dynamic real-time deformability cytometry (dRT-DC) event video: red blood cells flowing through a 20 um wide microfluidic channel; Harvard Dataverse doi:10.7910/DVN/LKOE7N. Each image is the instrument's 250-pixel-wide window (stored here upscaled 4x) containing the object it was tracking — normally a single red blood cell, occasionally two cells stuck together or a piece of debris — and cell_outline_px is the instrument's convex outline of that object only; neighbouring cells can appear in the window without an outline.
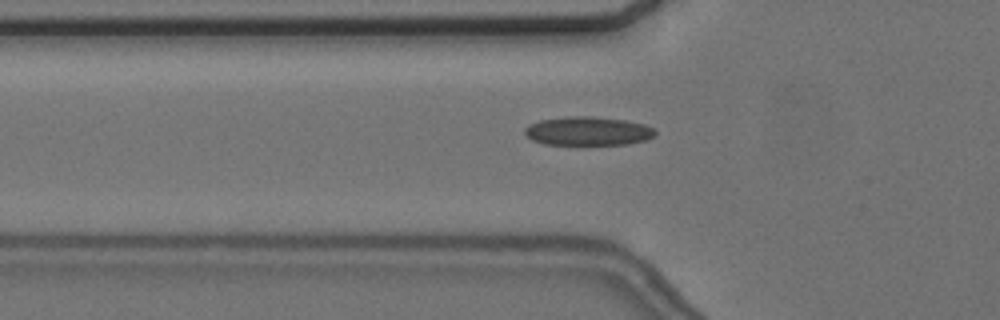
{"species": "common noctule bat (a hibernating species)", "species_latin": "Nyctalus noctula", "temperature_condition": "cold", "stored_images_in_passage": 57, "camera_frame_rate_fps": 3000, "um_per_image_px": 0.085, "animal": {"sex": "female", "body_mass_g": 24.6, "forearm_length_mm": 56.2}, "frame": {"image": 1, "passage_image": 20, "time_ms": 6.333, "image_size_px": [1000, 320], "cell_outline_px": [[656, 136], [644, 140], [628, 144], [544, 144], [532, 140], [524, 132], [524, 128], [528, 124], [540, 120], [568, 116], [592, 116], [624, 120], [644, 124], [656, 128]], "centroid_in_image_um": [49.99, 11.13], "position_along_channel_um": 75.8, "area_um2": 21.91}}
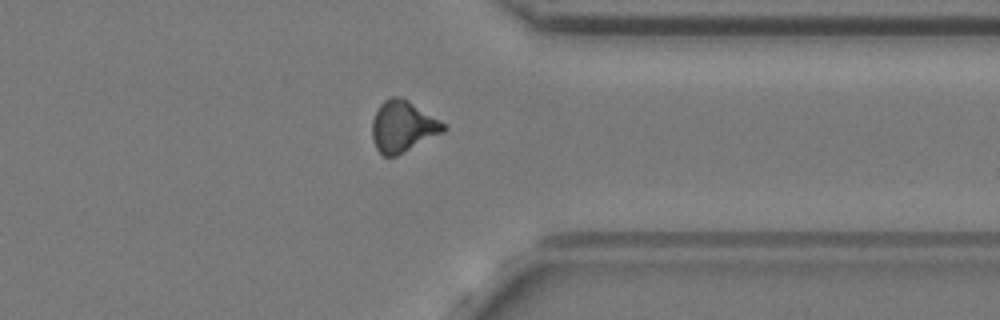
{"frame": {"image": 2, "passage_image": 45, "time_ms": 14.667, "image_size_px": [1000, 320], "cell_outline_px": [[448, 128], [444, 132], [396, 156], [384, 156], [376, 148], [372, 136], [372, 120], [380, 104], [384, 100], [392, 96], [400, 96], [408, 100], [444, 124]], "centroid_in_image_um": [34.22, 10.75], "position_along_channel_um": 377.2, "area_um2": 21.04}}
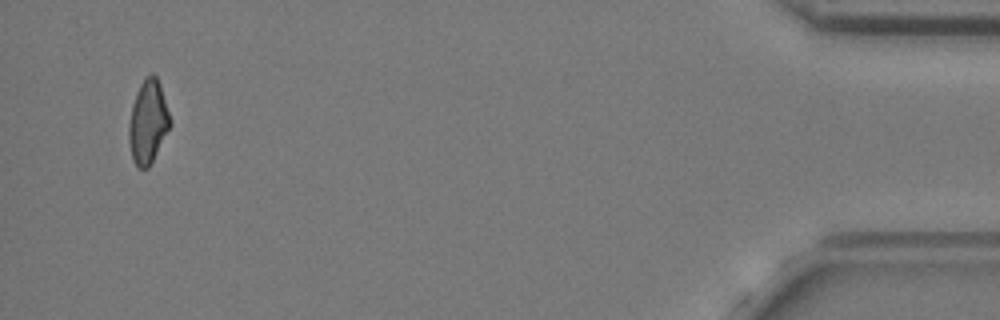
{"frame": {"image": 3, "passage_image": 55, "time_ms": 18.0, "image_size_px": [1000, 320], "cell_outline_px": [[172, 124], [148, 168], [136, 168], [132, 160], [128, 140], [128, 124], [132, 104], [136, 92], [140, 84], [152, 72], [156, 76], [160, 84]], "centroid_in_image_um": [12.56, 10.38], "position_along_channel_um": 422.6, "area_um2": 20.06}, "authors_computed_cell_mechanics": {"area_um2": 20.9236, "velocity_mm_per_s": 3.6621, "shape_relaxation_time_tau1_ms": 6.0389, "shape_relaxation_time_tau2_ms": 3.1713, "deformation_change_tau1": 0.1342, "deformation_change_tau2": 0.0963}}